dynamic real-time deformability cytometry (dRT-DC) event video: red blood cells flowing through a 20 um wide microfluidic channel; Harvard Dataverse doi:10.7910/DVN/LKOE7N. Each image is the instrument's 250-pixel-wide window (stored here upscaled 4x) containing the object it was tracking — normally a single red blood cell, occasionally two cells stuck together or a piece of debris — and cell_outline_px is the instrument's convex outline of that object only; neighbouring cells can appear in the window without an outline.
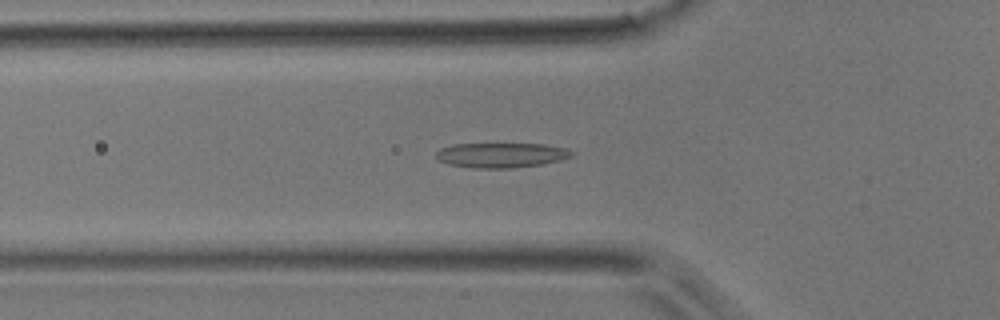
{"species": "common noctule bat (a hibernating species)", "species_latin": "Nyctalus noctula", "temperature_condition": "room temperature", "stored_images_in_passage": 36, "camera_frame_rate_fps": 3000, "um_per_image_px": 0.085, "animal": {"sex": "male", "body_mass_g": 17.9}, "frame": {"image": 1, "passage_image": 7, "time_ms": 2.0, "image_size_px": [1000, 320], "cell_outline_px": [[576, 152], [572, 156], [560, 160], [540, 164], [512, 168], [472, 168], [448, 164], [440, 160], [436, 156], [436, 152], [440, 148], [452, 144], [544, 144], [568, 148]], "centroid_in_image_um": [42.62, 13.18], "position_along_channel_um": 83.2, "area_um2": 19.71}}
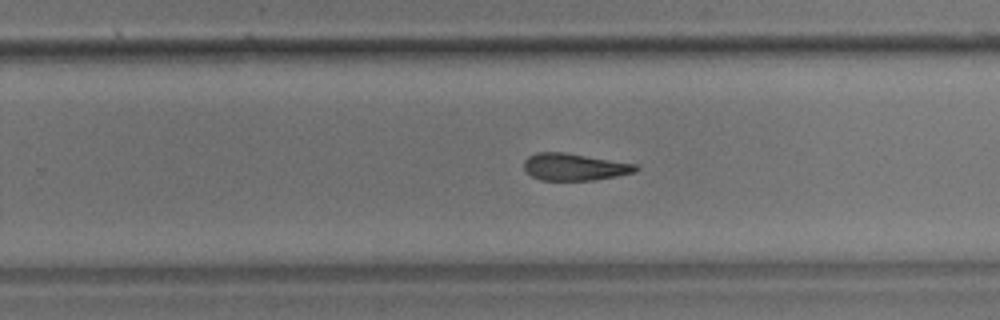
{"frame": {"image": 2, "passage_image": 20, "time_ms": 6.333, "image_size_px": [1000, 320], "cell_outline_px": [[640, 168], [636, 172], [616, 176], [592, 180], [540, 180], [532, 176], [524, 168], [524, 160], [528, 156], [536, 152], [564, 152], [640, 164]], "centroid_in_image_um": [48.87, 14.18], "position_along_channel_um": 280.9, "area_um2": 17.8}}
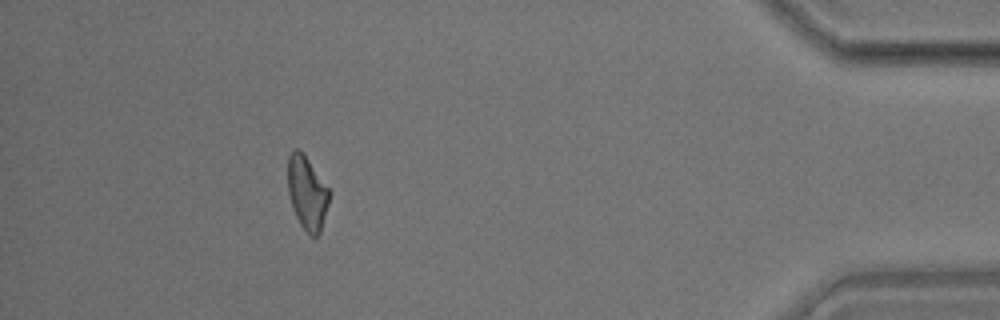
{"frame": {"image": 3, "passage_image": 32, "time_ms": 10.333, "image_size_px": [1000, 320], "cell_outline_px": [[328, 204], [320, 232], [316, 236], [312, 236], [300, 224], [292, 208], [288, 192], [288, 156], [296, 148], [300, 148], [304, 152], [328, 188]], "centroid_in_image_um": [26.08, 16.35], "position_along_channel_um": 409.1, "area_um2": 17.51}}